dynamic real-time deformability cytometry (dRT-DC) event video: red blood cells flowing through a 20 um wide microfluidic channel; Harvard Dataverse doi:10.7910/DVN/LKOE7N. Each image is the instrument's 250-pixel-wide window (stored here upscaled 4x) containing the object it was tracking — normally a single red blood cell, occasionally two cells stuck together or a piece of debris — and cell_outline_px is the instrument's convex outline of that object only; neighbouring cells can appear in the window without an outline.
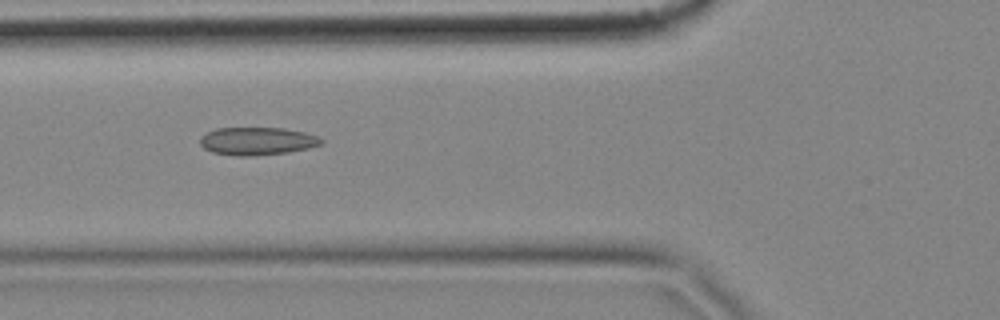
{"species": "common noctule bat (a hibernating species)", "species_latin": "Nyctalus noctula", "temperature_condition": "cold", "stored_images_in_passage": 56, "camera_frame_rate_fps": 3000, "um_per_image_px": 0.085, "animal": {"sex": "female", "body_mass_g": 18.4}, "frame": {"image": 1, "passage_image": 20, "time_ms": 6.333, "image_size_px": [1000, 320], "cell_outline_px": [[324, 140], [320, 144], [308, 148], [288, 152], [252, 156], [236, 156], [212, 152], [204, 148], [200, 144], [200, 136], [216, 128], [284, 128], [304, 132], [316, 136]], "centroid_in_image_um": [21.83, 11.99], "position_along_channel_um": 104.0, "area_um2": 19.59}}
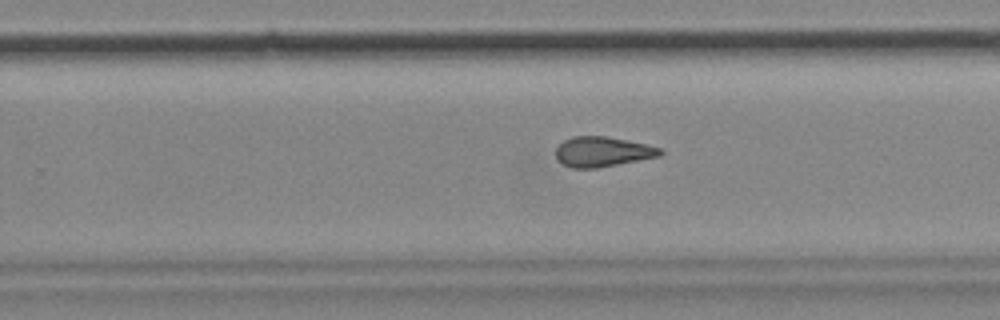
{"frame": {"image": 2, "passage_image": 35, "time_ms": 11.333, "image_size_px": [1000, 320], "cell_outline_px": [[664, 152], [660, 156], [596, 168], [572, 168], [564, 164], [556, 156], [556, 148], [564, 140], [572, 136], [608, 136], [644, 144], [660, 148]], "centroid_in_image_um": [51.2, 12.89], "position_along_channel_um": 278.6, "area_um2": 18.03}}
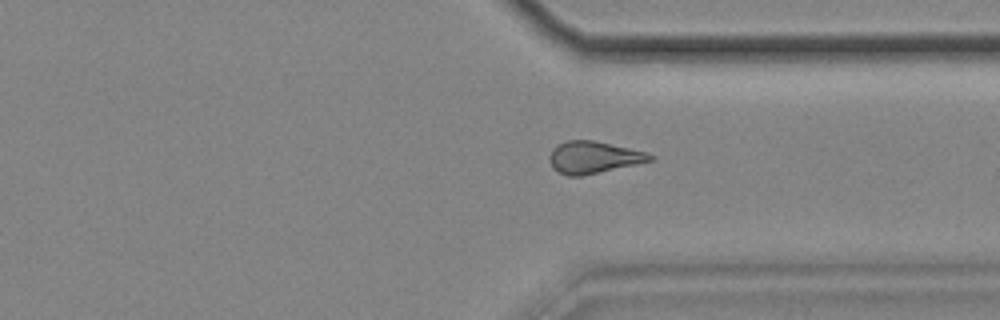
{"frame": {"image": 3, "passage_image": 42, "time_ms": 13.667, "image_size_px": [1000, 320], "cell_outline_px": [[656, 156], [652, 160], [636, 164], [580, 176], [568, 176], [552, 168], [548, 160], [548, 156], [552, 148], [556, 144], [568, 140], [592, 140], [648, 152]], "centroid_in_image_um": [50.41, 13.36], "position_along_channel_um": 361.0, "area_um2": 18.79}, "authors_computed_cell_mechanics": {"area_um2": 18.7561, "velocity_mm_per_s": 3.4999, "shape_relaxation_time_tau1_ms": null, "shape_relaxation_time_tau2_ms": 3.0703, "deformation_change_tau1": null, "deformation_change_tau2": 0.0978}}